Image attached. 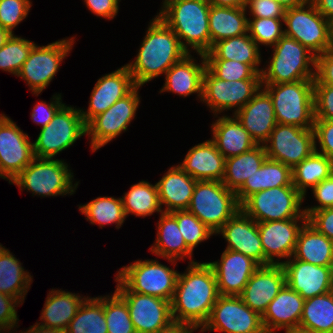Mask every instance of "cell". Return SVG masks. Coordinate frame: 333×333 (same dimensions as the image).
Here are the masks:
<instances>
[{
    "label": "cell",
    "mask_w": 333,
    "mask_h": 333,
    "mask_svg": "<svg viewBox=\"0 0 333 333\" xmlns=\"http://www.w3.org/2000/svg\"><path fill=\"white\" fill-rule=\"evenodd\" d=\"M264 147L267 158L293 169L315 150L314 130L277 123Z\"/></svg>",
    "instance_id": "cell-17"
},
{
    "label": "cell",
    "mask_w": 333,
    "mask_h": 333,
    "mask_svg": "<svg viewBox=\"0 0 333 333\" xmlns=\"http://www.w3.org/2000/svg\"><path fill=\"white\" fill-rule=\"evenodd\" d=\"M206 67L222 80L261 79V74L257 73L249 64L235 60L206 59Z\"/></svg>",
    "instance_id": "cell-48"
},
{
    "label": "cell",
    "mask_w": 333,
    "mask_h": 333,
    "mask_svg": "<svg viewBox=\"0 0 333 333\" xmlns=\"http://www.w3.org/2000/svg\"><path fill=\"white\" fill-rule=\"evenodd\" d=\"M305 299L285 284L261 316L266 333H276L299 326Z\"/></svg>",
    "instance_id": "cell-26"
},
{
    "label": "cell",
    "mask_w": 333,
    "mask_h": 333,
    "mask_svg": "<svg viewBox=\"0 0 333 333\" xmlns=\"http://www.w3.org/2000/svg\"><path fill=\"white\" fill-rule=\"evenodd\" d=\"M165 173L156 182L161 207L166 206L163 212L187 210L197 180L184 172L178 165L170 167Z\"/></svg>",
    "instance_id": "cell-29"
},
{
    "label": "cell",
    "mask_w": 333,
    "mask_h": 333,
    "mask_svg": "<svg viewBox=\"0 0 333 333\" xmlns=\"http://www.w3.org/2000/svg\"><path fill=\"white\" fill-rule=\"evenodd\" d=\"M11 33L0 26V48L6 43V41L11 37Z\"/></svg>",
    "instance_id": "cell-64"
},
{
    "label": "cell",
    "mask_w": 333,
    "mask_h": 333,
    "mask_svg": "<svg viewBox=\"0 0 333 333\" xmlns=\"http://www.w3.org/2000/svg\"><path fill=\"white\" fill-rule=\"evenodd\" d=\"M272 48V58H268L267 67L262 68V84L315 79L316 56L301 43L284 35Z\"/></svg>",
    "instance_id": "cell-4"
},
{
    "label": "cell",
    "mask_w": 333,
    "mask_h": 333,
    "mask_svg": "<svg viewBox=\"0 0 333 333\" xmlns=\"http://www.w3.org/2000/svg\"><path fill=\"white\" fill-rule=\"evenodd\" d=\"M315 120H333V85L314 84Z\"/></svg>",
    "instance_id": "cell-50"
},
{
    "label": "cell",
    "mask_w": 333,
    "mask_h": 333,
    "mask_svg": "<svg viewBox=\"0 0 333 333\" xmlns=\"http://www.w3.org/2000/svg\"><path fill=\"white\" fill-rule=\"evenodd\" d=\"M314 84L333 85V50L316 57Z\"/></svg>",
    "instance_id": "cell-57"
},
{
    "label": "cell",
    "mask_w": 333,
    "mask_h": 333,
    "mask_svg": "<svg viewBox=\"0 0 333 333\" xmlns=\"http://www.w3.org/2000/svg\"><path fill=\"white\" fill-rule=\"evenodd\" d=\"M170 214L177 220L180 233L192 252L198 244L215 235L212 230L187 210L173 211Z\"/></svg>",
    "instance_id": "cell-46"
},
{
    "label": "cell",
    "mask_w": 333,
    "mask_h": 333,
    "mask_svg": "<svg viewBox=\"0 0 333 333\" xmlns=\"http://www.w3.org/2000/svg\"><path fill=\"white\" fill-rule=\"evenodd\" d=\"M34 159L33 143L17 124L0 114V178L9 183Z\"/></svg>",
    "instance_id": "cell-18"
},
{
    "label": "cell",
    "mask_w": 333,
    "mask_h": 333,
    "mask_svg": "<svg viewBox=\"0 0 333 333\" xmlns=\"http://www.w3.org/2000/svg\"><path fill=\"white\" fill-rule=\"evenodd\" d=\"M178 166L197 181H222L225 157L209 139L190 148Z\"/></svg>",
    "instance_id": "cell-28"
},
{
    "label": "cell",
    "mask_w": 333,
    "mask_h": 333,
    "mask_svg": "<svg viewBox=\"0 0 333 333\" xmlns=\"http://www.w3.org/2000/svg\"><path fill=\"white\" fill-rule=\"evenodd\" d=\"M251 18H284L286 9L275 0H246Z\"/></svg>",
    "instance_id": "cell-53"
},
{
    "label": "cell",
    "mask_w": 333,
    "mask_h": 333,
    "mask_svg": "<svg viewBox=\"0 0 333 333\" xmlns=\"http://www.w3.org/2000/svg\"><path fill=\"white\" fill-rule=\"evenodd\" d=\"M292 184V169L285 164L266 158L261 167L247 178L245 183L235 192L241 205L253 193Z\"/></svg>",
    "instance_id": "cell-33"
},
{
    "label": "cell",
    "mask_w": 333,
    "mask_h": 333,
    "mask_svg": "<svg viewBox=\"0 0 333 333\" xmlns=\"http://www.w3.org/2000/svg\"><path fill=\"white\" fill-rule=\"evenodd\" d=\"M61 98V93H58V95L56 93L51 98L50 103H46V101L36 103L31 113V119L33 122L40 125L41 128L45 127L53 119L57 111L64 105Z\"/></svg>",
    "instance_id": "cell-55"
},
{
    "label": "cell",
    "mask_w": 333,
    "mask_h": 333,
    "mask_svg": "<svg viewBox=\"0 0 333 333\" xmlns=\"http://www.w3.org/2000/svg\"><path fill=\"white\" fill-rule=\"evenodd\" d=\"M196 330L193 326L173 321L169 326L158 330L156 333H193Z\"/></svg>",
    "instance_id": "cell-60"
},
{
    "label": "cell",
    "mask_w": 333,
    "mask_h": 333,
    "mask_svg": "<svg viewBox=\"0 0 333 333\" xmlns=\"http://www.w3.org/2000/svg\"><path fill=\"white\" fill-rule=\"evenodd\" d=\"M311 191L319 205L304 207V213L307 217L312 212L333 207V173L317 184Z\"/></svg>",
    "instance_id": "cell-54"
},
{
    "label": "cell",
    "mask_w": 333,
    "mask_h": 333,
    "mask_svg": "<svg viewBox=\"0 0 333 333\" xmlns=\"http://www.w3.org/2000/svg\"><path fill=\"white\" fill-rule=\"evenodd\" d=\"M333 173V162L314 150L292 169V184L305 197L307 188L313 189Z\"/></svg>",
    "instance_id": "cell-39"
},
{
    "label": "cell",
    "mask_w": 333,
    "mask_h": 333,
    "mask_svg": "<svg viewBox=\"0 0 333 333\" xmlns=\"http://www.w3.org/2000/svg\"><path fill=\"white\" fill-rule=\"evenodd\" d=\"M269 94L278 124L312 129L314 125V80L262 84Z\"/></svg>",
    "instance_id": "cell-5"
},
{
    "label": "cell",
    "mask_w": 333,
    "mask_h": 333,
    "mask_svg": "<svg viewBox=\"0 0 333 333\" xmlns=\"http://www.w3.org/2000/svg\"><path fill=\"white\" fill-rule=\"evenodd\" d=\"M136 59L125 64L137 86H143L164 75L188 52L181 46L175 32L156 15L149 22Z\"/></svg>",
    "instance_id": "cell-2"
},
{
    "label": "cell",
    "mask_w": 333,
    "mask_h": 333,
    "mask_svg": "<svg viewBox=\"0 0 333 333\" xmlns=\"http://www.w3.org/2000/svg\"><path fill=\"white\" fill-rule=\"evenodd\" d=\"M19 305L21 303L17 299L0 292V333H4L5 331L15 333L10 330L19 326L17 325L19 319L16 311V308L20 307Z\"/></svg>",
    "instance_id": "cell-52"
},
{
    "label": "cell",
    "mask_w": 333,
    "mask_h": 333,
    "mask_svg": "<svg viewBox=\"0 0 333 333\" xmlns=\"http://www.w3.org/2000/svg\"><path fill=\"white\" fill-rule=\"evenodd\" d=\"M66 333H108L104 316V296L86 297Z\"/></svg>",
    "instance_id": "cell-43"
},
{
    "label": "cell",
    "mask_w": 333,
    "mask_h": 333,
    "mask_svg": "<svg viewBox=\"0 0 333 333\" xmlns=\"http://www.w3.org/2000/svg\"><path fill=\"white\" fill-rule=\"evenodd\" d=\"M85 298L86 296H80L79 293L52 288L39 317L42 322L37 323L45 327L66 331Z\"/></svg>",
    "instance_id": "cell-32"
},
{
    "label": "cell",
    "mask_w": 333,
    "mask_h": 333,
    "mask_svg": "<svg viewBox=\"0 0 333 333\" xmlns=\"http://www.w3.org/2000/svg\"><path fill=\"white\" fill-rule=\"evenodd\" d=\"M299 326L320 333H333L332 291L304 301Z\"/></svg>",
    "instance_id": "cell-41"
},
{
    "label": "cell",
    "mask_w": 333,
    "mask_h": 333,
    "mask_svg": "<svg viewBox=\"0 0 333 333\" xmlns=\"http://www.w3.org/2000/svg\"><path fill=\"white\" fill-rule=\"evenodd\" d=\"M121 0H84V4L92 14L108 20L116 18Z\"/></svg>",
    "instance_id": "cell-58"
},
{
    "label": "cell",
    "mask_w": 333,
    "mask_h": 333,
    "mask_svg": "<svg viewBox=\"0 0 333 333\" xmlns=\"http://www.w3.org/2000/svg\"><path fill=\"white\" fill-rule=\"evenodd\" d=\"M293 257L316 266H333V241L306 221L298 233Z\"/></svg>",
    "instance_id": "cell-34"
},
{
    "label": "cell",
    "mask_w": 333,
    "mask_h": 333,
    "mask_svg": "<svg viewBox=\"0 0 333 333\" xmlns=\"http://www.w3.org/2000/svg\"><path fill=\"white\" fill-rule=\"evenodd\" d=\"M207 263L214 271L219 295L239 296L260 267L252 258L229 249L222 252L220 260Z\"/></svg>",
    "instance_id": "cell-20"
},
{
    "label": "cell",
    "mask_w": 333,
    "mask_h": 333,
    "mask_svg": "<svg viewBox=\"0 0 333 333\" xmlns=\"http://www.w3.org/2000/svg\"><path fill=\"white\" fill-rule=\"evenodd\" d=\"M218 296L212 267L207 262L189 263L185 272L178 275L171 300L173 320L201 329Z\"/></svg>",
    "instance_id": "cell-1"
},
{
    "label": "cell",
    "mask_w": 333,
    "mask_h": 333,
    "mask_svg": "<svg viewBox=\"0 0 333 333\" xmlns=\"http://www.w3.org/2000/svg\"><path fill=\"white\" fill-rule=\"evenodd\" d=\"M31 0H0V26L14 34L18 24L27 18Z\"/></svg>",
    "instance_id": "cell-49"
},
{
    "label": "cell",
    "mask_w": 333,
    "mask_h": 333,
    "mask_svg": "<svg viewBox=\"0 0 333 333\" xmlns=\"http://www.w3.org/2000/svg\"><path fill=\"white\" fill-rule=\"evenodd\" d=\"M64 160L34 157L30 164L13 179L22 190L32 192L40 197L73 195L79 181L73 183L74 175Z\"/></svg>",
    "instance_id": "cell-6"
},
{
    "label": "cell",
    "mask_w": 333,
    "mask_h": 333,
    "mask_svg": "<svg viewBox=\"0 0 333 333\" xmlns=\"http://www.w3.org/2000/svg\"><path fill=\"white\" fill-rule=\"evenodd\" d=\"M267 158L264 145H256L238 156L225 159V174L222 183L237 191L261 167Z\"/></svg>",
    "instance_id": "cell-38"
},
{
    "label": "cell",
    "mask_w": 333,
    "mask_h": 333,
    "mask_svg": "<svg viewBox=\"0 0 333 333\" xmlns=\"http://www.w3.org/2000/svg\"><path fill=\"white\" fill-rule=\"evenodd\" d=\"M86 135L80 109L63 105L53 119L41 128L33 143L34 157L54 158Z\"/></svg>",
    "instance_id": "cell-11"
},
{
    "label": "cell",
    "mask_w": 333,
    "mask_h": 333,
    "mask_svg": "<svg viewBox=\"0 0 333 333\" xmlns=\"http://www.w3.org/2000/svg\"><path fill=\"white\" fill-rule=\"evenodd\" d=\"M201 63L190 53L185 55L180 61L171 66L165 75V83L159 93L170 92L182 97L196 93L202 100L203 74L206 69V59L204 54L197 53Z\"/></svg>",
    "instance_id": "cell-27"
},
{
    "label": "cell",
    "mask_w": 333,
    "mask_h": 333,
    "mask_svg": "<svg viewBox=\"0 0 333 333\" xmlns=\"http://www.w3.org/2000/svg\"><path fill=\"white\" fill-rule=\"evenodd\" d=\"M132 75L126 65L103 75L96 81L91 92L87 110L80 109L85 125L94 117L107 111L117 100L127 95L134 87Z\"/></svg>",
    "instance_id": "cell-21"
},
{
    "label": "cell",
    "mask_w": 333,
    "mask_h": 333,
    "mask_svg": "<svg viewBox=\"0 0 333 333\" xmlns=\"http://www.w3.org/2000/svg\"><path fill=\"white\" fill-rule=\"evenodd\" d=\"M306 221L307 218H293L257 223L264 251V266L282 265L281 259L287 261L293 256L298 233Z\"/></svg>",
    "instance_id": "cell-19"
},
{
    "label": "cell",
    "mask_w": 333,
    "mask_h": 333,
    "mask_svg": "<svg viewBox=\"0 0 333 333\" xmlns=\"http://www.w3.org/2000/svg\"><path fill=\"white\" fill-rule=\"evenodd\" d=\"M266 333L261 316L249 308L240 296L219 295L200 332Z\"/></svg>",
    "instance_id": "cell-15"
},
{
    "label": "cell",
    "mask_w": 333,
    "mask_h": 333,
    "mask_svg": "<svg viewBox=\"0 0 333 333\" xmlns=\"http://www.w3.org/2000/svg\"><path fill=\"white\" fill-rule=\"evenodd\" d=\"M34 45L31 40L12 34L0 48V69L17 76Z\"/></svg>",
    "instance_id": "cell-45"
},
{
    "label": "cell",
    "mask_w": 333,
    "mask_h": 333,
    "mask_svg": "<svg viewBox=\"0 0 333 333\" xmlns=\"http://www.w3.org/2000/svg\"><path fill=\"white\" fill-rule=\"evenodd\" d=\"M179 272L157 259L136 260L121 267L116 277L132 292L171 301Z\"/></svg>",
    "instance_id": "cell-10"
},
{
    "label": "cell",
    "mask_w": 333,
    "mask_h": 333,
    "mask_svg": "<svg viewBox=\"0 0 333 333\" xmlns=\"http://www.w3.org/2000/svg\"><path fill=\"white\" fill-rule=\"evenodd\" d=\"M285 333H320V332H316V331H313V330H308V329H305V328H302V327L298 326L294 329H290V330L285 331Z\"/></svg>",
    "instance_id": "cell-65"
},
{
    "label": "cell",
    "mask_w": 333,
    "mask_h": 333,
    "mask_svg": "<svg viewBox=\"0 0 333 333\" xmlns=\"http://www.w3.org/2000/svg\"><path fill=\"white\" fill-rule=\"evenodd\" d=\"M104 316L108 333H136L127 303L116 291L104 296Z\"/></svg>",
    "instance_id": "cell-44"
},
{
    "label": "cell",
    "mask_w": 333,
    "mask_h": 333,
    "mask_svg": "<svg viewBox=\"0 0 333 333\" xmlns=\"http://www.w3.org/2000/svg\"><path fill=\"white\" fill-rule=\"evenodd\" d=\"M332 293H333V274H332V289H331Z\"/></svg>",
    "instance_id": "cell-66"
},
{
    "label": "cell",
    "mask_w": 333,
    "mask_h": 333,
    "mask_svg": "<svg viewBox=\"0 0 333 333\" xmlns=\"http://www.w3.org/2000/svg\"><path fill=\"white\" fill-rule=\"evenodd\" d=\"M313 130L315 150L333 162V120H314Z\"/></svg>",
    "instance_id": "cell-51"
},
{
    "label": "cell",
    "mask_w": 333,
    "mask_h": 333,
    "mask_svg": "<svg viewBox=\"0 0 333 333\" xmlns=\"http://www.w3.org/2000/svg\"><path fill=\"white\" fill-rule=\"evenodd\" d=\"M78 206L79 211L86 216L85 219L92 225L98 224L99 228L115 223L116 229H119L127 218L121 197L100 196Z\"/></svg>",
    "instance_id": "cell-42"
},
{
    "label": "cell",
    "mask_w": 333,
    "mask_h": 333,
    "mask_svg": "<svg viewBox=\"0 0 333 333\" xmlns=\"http://www.w3.org/2000/svg\"><path fill=\"white\" fill-rule=\"evenodd\" d=\"M157 15L175 32L188 52L205 54L210 50L208 0H163ZM191 48V49H190Z\"/></svg>",
    "instance_id": "cell-3"
},
{
    "label": "cell",
    "mask_w": 333,
    "mask_h": 333,
    "mask_svg": "<svg viewBox=\"0 0 333 333\" xmlns=\"http://www.w3.org/2000/svg\"><path fill=\"white\" fill-rule=\"evenodd\" d=\"M33 277L7 248L0 243V292L24 303Z\"/></svg>",
    "instance_id": "cell-37"
},
{
    "label": "cell",
    "mask_w": 333,
    "mask_h": 333,
    "mask_svg": "<svg viewBox=\"0 0 333 333\" xmlns=\"http://www.w3.org/2000/svg\"><path fill=\"white\" fill-rule=\"evenodd\" d=\"M234 116L257 145H264L268 141L277 124L273 101L263 88Z\"/></svg>",
    "instance_id": "cell-25"
},
{
    "label": "cell",
    "mask_w": 333,
    "mask_h": 333,
    "mask_svg": "<svg viewBox=\"0 0 333 333\" xmlns=\"http://www.w3.org/2000/svg\"><path fill=\"white\" fill-rule=\"evenodd\" d=\"M115 291L125 300L136 333H156L169 326L171 301L130 291L116 276Z\"/></svg>",
    "instance_id": "cell-16"
},
{
    "label": "cell",
    "mask_w": 333,
    "mask_h": 333,
    "mask_svg": "<svg viewBox=\"0 0 333 333\" xmlns=\"http://www.w3.org/2000/svg\"><path fill=\"white\" fill-rule=\"evenodd\" d=\"M235 191L222 181H197L187 211L194 214L214 234L239 210Z\"/></svg>",
    "instance_id": "cell-7"
},
{
    "label": "cell",
    "mask_w": 333,
    "mask_h": 333,
    "mask_svg": "<svg viewBox=\"0 0 333 333\" xmlns=\"http://www.w3.org/2000/svg\"><path fill=\"white\" fill-rule=\"evenodd\" d=\"M283 23L284 18H248V33L259 48H272L284 36Z\"/></svg>",
    "instance_id": "cell-47"
},
{
    "label": "cell",
    "mask_w": 333,
    "mask_h": 333,
    "mask_svg": "<svg viewBox=\"0 0 333 333\" xmlns=\"http://www.w3.org/2000/svg\"><path fill=\"white\" fill-rule=\"evenodd\" d=\"M247 10L244 7L210 5V49L220 40L248 33Z\"/></svg>",
    "instance_id": "cell-35"
},
{
    "label": "cell",
    "mask_w": 333,
    "mask_h": 333,
    "mask_svg": "<svg viewBox=\"0 0 333 333\" xmlns=\"http://www.w3.org/2000/svg\"><path fill=\"white\" fill-rule=\"evenodd\" d=\"M157 223V237L150 249L157 257L167 259L175 266L177 260L189 257L188 263H195L192 259L193 252L187 247L178 228L177 220L170 213H161Z\"/></svg>",
    "instance_id": "cell-31"
},
{
    "label": "cell",
    "mask_w": 333,
    "mask_h": 333,
    "mask_svg": "<svg viewBox=\"0 0 333 333\" xmlns=\"http://www.w3.org/2000/svg\"><path fill=\"white\" fill-rule=\"evenodd\" d=\"M76 39L63 38L61 40L39 46L35 44L22 65L17 77L22 78L30 87L29 90L38 96L54 79L61 62L73 49Z\"/></svg>",
    "instance_id": "cell-12"
},
{
    "label": "cell",
    "mask_w": 333,
    "mask_h": 333,
    "mask_svg": "<svg viewBox=\"0 0 333 333\" xmlns=\"http://www.w3.org/2000/svg\"><path fill=\"white\" fill-rule=\"evenodd\" d=\"M218 234L227 241L226 249L242 253L264 266V251L257 222L241 209L215 233Z\"/></svg>",
    "instance_id": "cell-24"
},
{
    "label": "cell",
    "mask_w": 333,
    "mask_h": 333,
    "mask_svg": "<svg viewBox=\"0 0 333 333\" xmlns=\"http://www.w3.org/2000/svg\"><path fill=\"white\" fill-rule=\"evenodd\" d=\"M275 1L279 3L286 10L294 7L303 6L312 2V0H275Z\"/></svg>",
    "instance_id": "cell-63"
},
{
    "label": "cell",
    "mask_w": 333,
    "mask_h": 333,
    "mask_svg": "<svg viewBox=\"0 0 333 333\" xmlns=\"http://www.w3.org/2000/svg\"><path fill=\"white\" fill-rule=\"evenodd\" d=\"M20 333H66L64 330L54 329L51 327H45L39 323H35L28 330L21 331Z\"/></svg>",
    "instance_id": "cell-61"
},
{
    "label": "cell",
    "mask_w": 333,
    "mask_h": 333,
    "mask_svg": "<svg viewBox=\"0 0 333 333\" xmlns=\"http://www.w3.org/2000/svg\"><path fill=\"white\" fill-rule=\"evenodd\" d=\"M140 87L136 85L127 95L117 100L107 111L97 115L86 125V135L90 138L92 152L104 147L128 130V124L135 118L141 102L138 94Z\"/></svg>",
    "instance_id": "cell-14"
},
{
    "label": "cell",
    "mask_w": 333,
    "mask_h": 333,
    "mask_svg": "<svg viewBox=\"0 0 333 333\" xmlns=\"http://www.w3.org/2000/svg\"><path fill=\"white\" fill-rule=\"evenodd\" d=\"M262 88L261 79L228 81L217 78L207 67L203 74L202 103L212 110L214 116L232 110L235 114Z\"/></svg>",
    "instance_id": "cell-13"
},
{
    "label": "cell",
    "mask_w": 333,
    "mask_h": 333,
    "mask_svg": "<svg viewBox=\"0 0 333 333\" xmlns=\"http://www.w3.org/2000/svg\"><path fill=\"white\" fill-rule=\"evenodd\" d=\"M285 284L286 273L283 265L260 266L239 296L249 308L262 316Z\"/></svg>",
    "instance_id": "cell-23"
},
{
    "label": "cell",
    "mask_w": 333,
    "mask_h": 333,
    "mask_svg": "<svg viewBox=\"0 0 333 333\" xmlns=\"http://www.w3.org/2000/svg\"><path fill=\"white\" fill-rule=\"evenodd\" d=\"M211 5L244 7L246 0H208Z\"/></svg>",
    "instance_id": "cell-62"
},
{
    "label": "cell",
    "mask_w": 333,
    "mask_h": 333,
    "mask_svg": "<svg viewBox=\"0 0 333 333\" xmlns=\"http://www.w3.org/2000/svg\"><path fill=\"white\" fill-rule=\"evenodd\" d=\"M216 117L218 119L211 124V140L225 159L243 154L257 145L234 114Z\"/></svg>",
    "instance_id": "cell-30"
},
{
    "label": "cell",
    "mask_w": 333,
    "mask_h": 333,
    "mask_svg": "<svg viewBox=\"0 0 333 333\" xmlns=\"http://www.w3.org/2000/svg\"><path fill=\"white\" fill-rule=\"evenodd\" d=\"M305 197L295 186H281L253 193L240 206L254 221L266 222L307 218L302 203Z\"/></svg>",
    "instance_id": "cell-9"
},
{
    "label": "cell",
    "mask_w": 333,
    "mask_h": 333,
    "mask_svg": "<svg viewBox=\"0 0 333 333\" xmlns=\"http://www.w3.org/2000/svg\"><path fill=\"white\" fill-rule=\"evenodd\" d=\"M307 222L333 241V207L312 212Z\"/></svg>",
    "instance_id": "cell-56"
},
{
    "label": "cell",
    "mask_w": 333,
    "mask_h": 333,
    "mask_svg": "<svg viewBox=\"0 0 333 333\" xmlns=\"http://www.w3.org/2000/svg\"><path fill=\"white\" fill-rule=\"evenodd\" d=\"M256 42L249 33L220 40L214 43L211 49L204 54L205 59L235 60L249 64L257 73L261 74V54Z\"/></svg>",
    "instance_id": "cell-36"
},
{
    "label": "cell",
    "mask_w": 333,
    "mask_h": 333,
    "mask_svg": "<svg viewBox=\"0 0 333 333\" xmlns=\"http://www.w3.org/2000/svg\"><path fill=\"white\" fill-rule=\"evenodd\" d=\"M284 25V35L301 43L316 57L333 50V23L319 13L313 2L287 9Z\"/></svg>",
    "instance_id": "cell-8"
},
{
    "label": "cell",
    "mask_w": 333,
    "mask_h": 333,
    "mask_svg": "<svg viewBox=\"0 0 333 333\" xmlns=\"http://www.w3.org/2000/svg\"><path fill=\"white\" fill-rule=\"evenodd\" d=\"M126 217L129 214L136 217H146L153 213H163L159 201L158 188L148 181H140L133 184L128 192L121 197Z\"/></svg>",
    "instance_id": "cell-40"
},
{
    "label": "cell",
    "mask_w": 333,
    "mask_h": 333,
    "mask_svg": "<svg viewBox=\"0 0 333 333\" xmlns=\"http://www.w3.org/2000/svg\"><path fill=\"white\" fill-rule=\"evenodd\" d=\"M282 265L286 284L305 300L331 291L333 266H316L293 256Z\"/></svg>",
    "instance_id": "cell-22"
},
{
    "label": "cell",
    "mask_w": 333,
    "mask_h": 333,
    "mask_svg": "<svg viewBox=\"0 0 333 333\" xmlns=\"http://www.w3.org/2000/svg\"><path fill=\"white\" fill-rule=\"evenodd\" d=\"M319 13L333 23V0H312Z\"/></svg>",
    "instance_id": "cell-59"
}]
</instances>
